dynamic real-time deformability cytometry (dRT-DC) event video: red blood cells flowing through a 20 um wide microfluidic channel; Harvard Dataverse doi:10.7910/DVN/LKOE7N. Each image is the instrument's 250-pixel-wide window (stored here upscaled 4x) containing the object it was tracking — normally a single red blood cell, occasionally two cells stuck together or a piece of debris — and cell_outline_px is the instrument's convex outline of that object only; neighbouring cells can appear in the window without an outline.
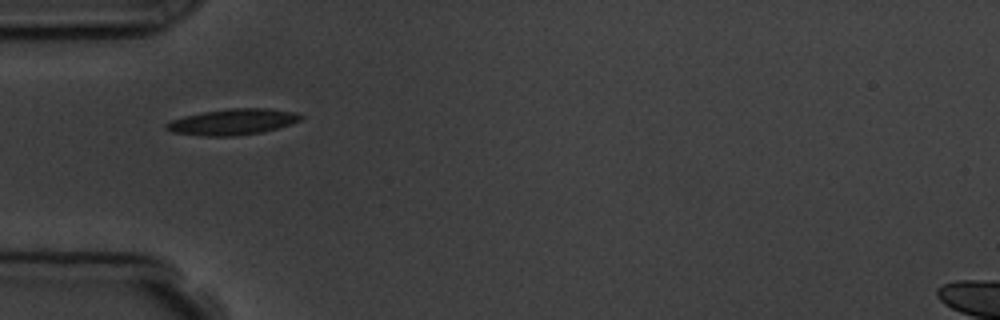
{"species": "common noctule bat (a hibernating species)", "species_latin": "Nyctalus noctula", "temperature_condition": "room temperature", "stored_images_in_passage": 5, "camera_frame_rate_fps": 3000, "um_per_image_px": 0.085, "animal": {"sex": "male", "body_mass_g": 19.5, "forearm_length_mm": 54.6}, "frame": {"image": 1, "passage_image": 1, "time_ms": 0.0, "image_size_px": [1000, 320], "cell_outline_px": [[304, 116], [300, 120], [276, 128], [260, 132], [232, 136], [204, 136], [172, 132], [164, 128], [164, 124], [172, 120], [184, 116], [204, 112], [228, 108], [268, 108], [296, 112]], "centroid_in_image_um": [19.75, 10.35], "position_along_channel_um": 65.3, "area_um2": 20.17}}